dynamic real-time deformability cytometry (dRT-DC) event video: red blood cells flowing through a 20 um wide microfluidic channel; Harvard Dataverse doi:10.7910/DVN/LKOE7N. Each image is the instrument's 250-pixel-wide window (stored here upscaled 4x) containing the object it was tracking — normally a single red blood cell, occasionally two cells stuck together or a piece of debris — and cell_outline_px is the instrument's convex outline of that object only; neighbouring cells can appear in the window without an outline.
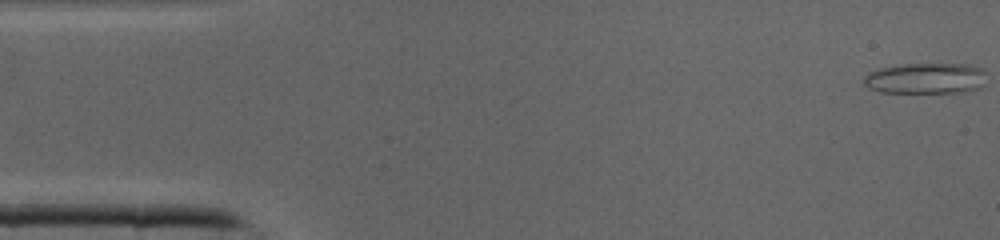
{"species": "common noctule bat (a hibernating species)", "species_latin": "Nyctalus noctula", "temperature_condition": "cold", "stored_images_in_passage": 41, "camera_frame_rate_fps": 3000, "um_per_image_px": 0.085, "animal": {"sex": "male", "body_mass_g": 19.0, "forearm_length_mm": 50.8}, "frame": {"image": 1, "passage_image": 1, "time_ms": 0.0, "image_size_px": [1000, 240], "cell_outline_px": [[980, 88], [964, 92], [880, 92], [868, 88], [864, 84], [864, 76], [868, 72], [876, 68], [904, 64], [964, 64], [980, 68]], "centroid_in_image_um": [78.54, 6.66], "position_along_channel_um": 6.5, "area_um2": 21.62}}
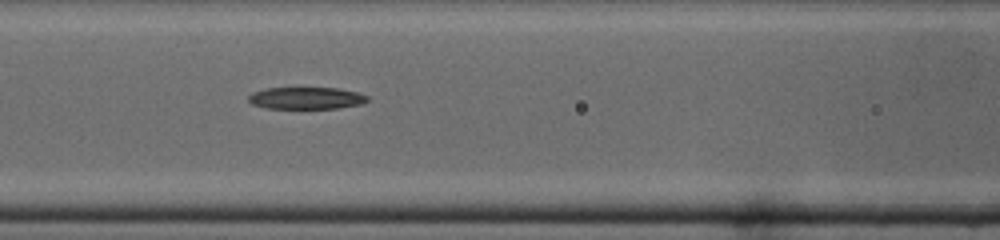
{"frame": {"image": 2, "passage_image": 17, "time_ms": 5.333, "image_size_px": [1000, 240], "cell_outline_px": [[368, 100], [360, 104], [336, 108], [268, 108], [252, 104], [248, 100], [248, 96], [252, 92], [264, 88], [336, 88], [356, 92], [368, 96]], "centroid_in_image_um": [25.99, 8.33], "position_along_channel_um": 140.6, "area_um2": 15.09}}
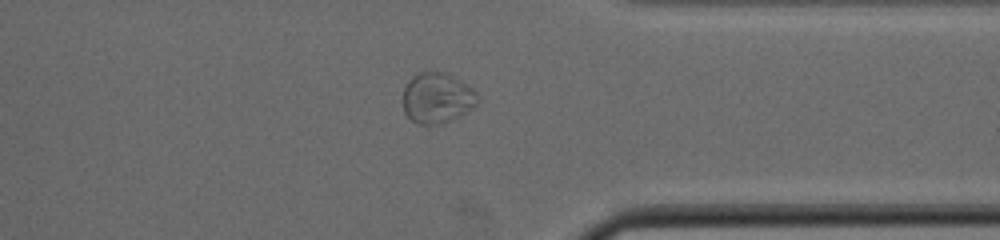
{"frame": {"image": 3, "passage_image": 32, "time_ms": 10.333, "image_size_px": [1000, 240], "cell_outline_px": [[480, 100], [472, 108], [440, 124], [416, 124], [404, 112], [404, 88], [408, 80], [412, 76], [420, 72], [448, 72], [472, 88], [476, 92]], "centroid_in_image_um": [37.15, 8.3], "position_along_channel_um": 374.3, "area_um2": 21.79}}